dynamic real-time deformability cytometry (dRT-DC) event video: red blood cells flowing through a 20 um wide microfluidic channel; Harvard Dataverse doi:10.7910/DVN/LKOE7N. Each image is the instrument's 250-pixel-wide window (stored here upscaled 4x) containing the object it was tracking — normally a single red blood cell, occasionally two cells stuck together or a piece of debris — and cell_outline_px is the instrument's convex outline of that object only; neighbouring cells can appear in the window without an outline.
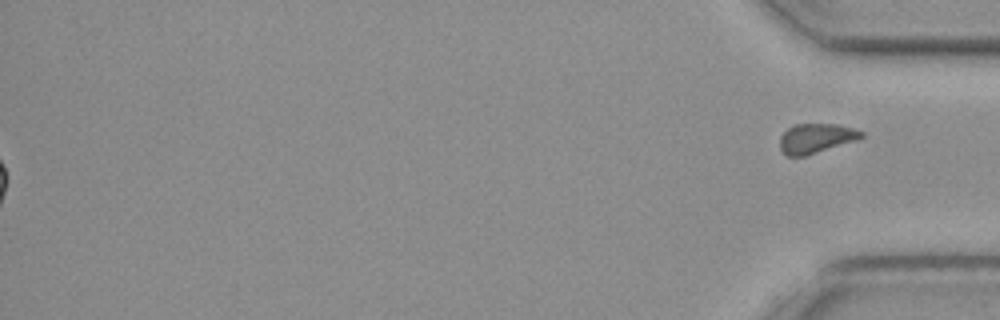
{"species": "common noctule bat (a hibernating species)", "species_latin": "Nyctalus noctula", "temperature_condition": "cold", "stored_images_in_passage": 42, "segment_of_instrument_passage": [2, 2], "camera_frame_rate_fps": 3000, "um_per_image_px": 0.085, "animal": {"sex": "female", "body_mass_g": 19.3, "forearm_length_mm": 54.1}, "frame": {"image": 1, "passage_image": 42, "time_ms": 13.667, "image_size_px": [1000, 320], "cell_outline_px": [[864, 136], [856, 140], [804, 156], [788, 156], [780, 148], [780, 136], [788, 128], [796, 124], [836, 124], [852, 128], [864, 132]], "centroid_in_image_um": [69.35, 11.74], "position_along_channel_um": 365.8, "area_um2": 13.81}}